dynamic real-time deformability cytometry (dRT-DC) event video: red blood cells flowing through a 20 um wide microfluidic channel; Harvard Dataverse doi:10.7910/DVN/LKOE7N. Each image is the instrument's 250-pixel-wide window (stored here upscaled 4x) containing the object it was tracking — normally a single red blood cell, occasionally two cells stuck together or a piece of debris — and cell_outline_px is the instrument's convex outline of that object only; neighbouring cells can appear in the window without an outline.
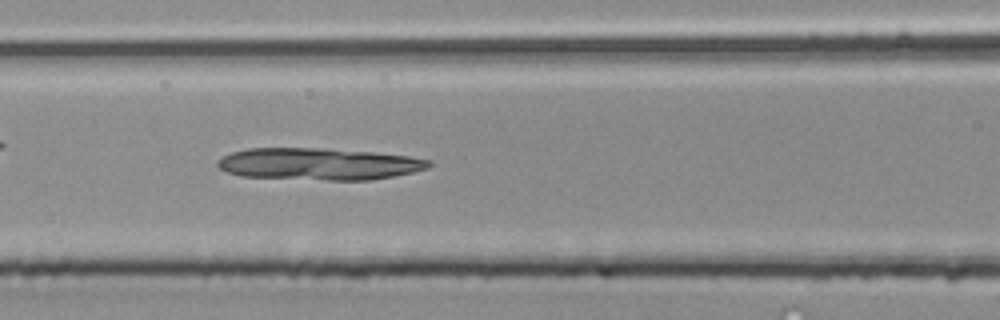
{"species": "common noctule bat (a hibernating species)", "species_latin": "Nyctalus noctula", "temperature_condition": "room temperature", "stored_images_in_passage": 48, "camera_frame_rate_fps": 3000, "um_per_image_px": 0.085, "animal": {"sex": "male", "body_mass_g": 20.4}, "frame": {"image": 1, "passage_image": 21, "time_ms": 6.667, "image_size_px": [1000, 320], "cell_outline_px": [[432, 164], [428, 168], [412, 172], [372, 180], [328, 180], [240, 176], [228, 172], [220, 168], [216, 164], [216, 160], [220, 156], [232, 152], [248, 148], [324, 148], [372, 152], [408, 156], [432, 160]], "centroid_in_image_um": [27.07, 13.93], "position_along_channel_um": 139.5, "area_um2": 39.42}}
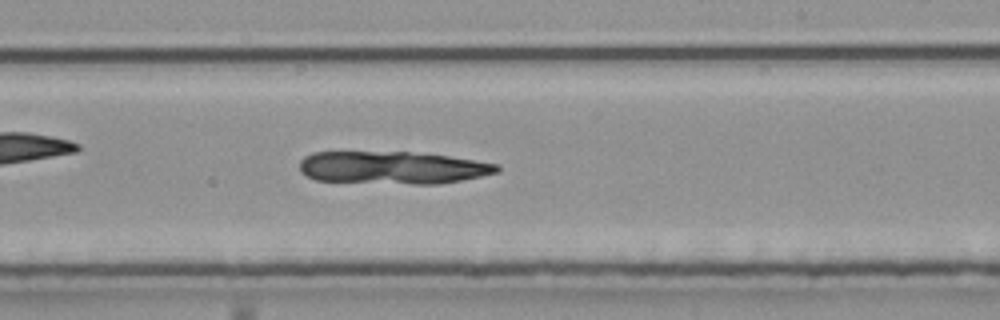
{"frame": {"image": 2, "passage_image": 29, "time_ms": 9.333, "image_size_px": [1000, 320], "cell_outline_px": [[500, 172], [440, 184], [416, 184], [316, 180], [300, 172], [300, 160], [304, 156], [312, 152], [408, 152], [448, 156], [476, 160], [500, 164]], "centroid_in_image_um": [33.38, 14.24], "position_along_channel_um": 255.6, "area_um2": 37.45}}
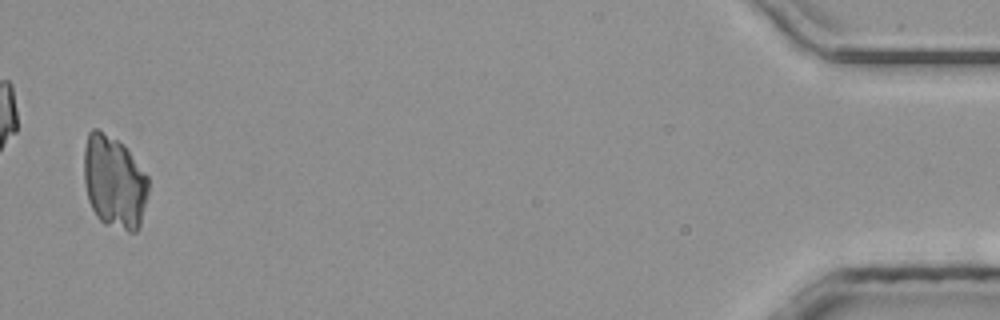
{"frame": {"image": 3, "passage_image": 47, "time_ms": 15.333, "image_size_px": [1000, 320], "cell_outline_px": [[148, 192], [140, 224], [136, 232], [128, 232], [104, 224], [96, 216], [88, 200], [84, 184], [84, 148], [88, 132], [92, 128], [96, 128], [124, 144], [148, 176]], "centroid_in_image_um": [9.7, 15.47], "position_along_channel_um": 425.5, "area_um2": 35.08}}